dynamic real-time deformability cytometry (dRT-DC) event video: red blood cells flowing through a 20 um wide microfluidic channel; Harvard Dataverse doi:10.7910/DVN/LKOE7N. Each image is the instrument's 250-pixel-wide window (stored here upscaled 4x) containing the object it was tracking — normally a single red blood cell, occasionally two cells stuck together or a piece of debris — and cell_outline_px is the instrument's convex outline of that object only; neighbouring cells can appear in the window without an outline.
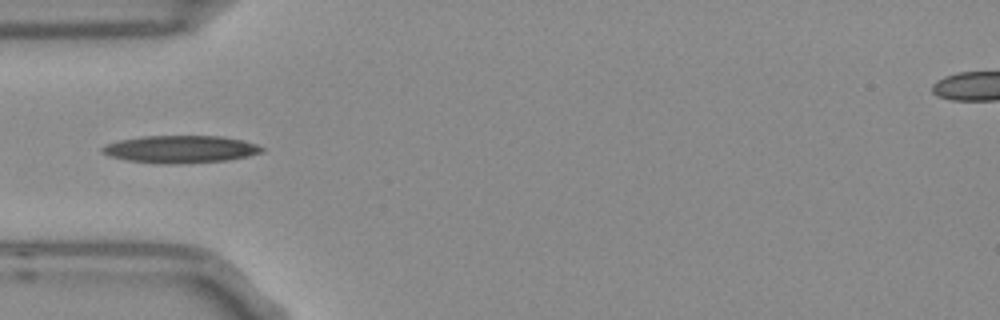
{"species": "Egyptian fruit bat (a non-hibernating species)", "species_latin": "Rousettus aegyptiacus", "temperature_condition": "room temperature", "stored_images_in_passage": 46, "camera_frame_rate_fps": 3000, "um_per_image_px": 0.085, "frame": {"image": 1, "passage_image": 9, "time_ms": 2.667, "image_size_px": [1000, 320], "cell_outline_px": [[264, 152], [248, 156], [228, 160], [176, 164], [160, 164], [124, 160], [108, 156], [100, 152], [100, 148], [104, 144], [120, 140], [144, 136], [220, 136], [244, 140], [256, 144], [264, 148]], "centroid_in_image_um": [15.3, 12.69], "position_along_channel_um": 69.7, "area_um2": 25.84}}
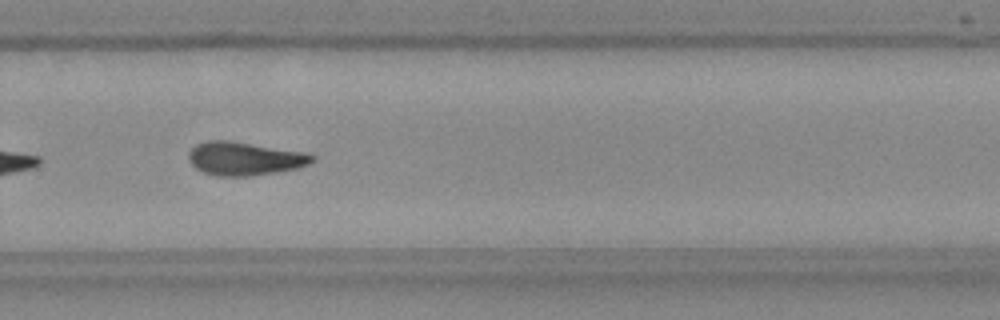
{"frame": {"image": 2, "passage_image": 28, "time_ms": 9.0, "image_size_px": [1000, 320], "cell_outline_px": [[316, 156], [308, 164], [296, 168], [276, 172], [248, 176], [220, 176], [204, 172], [196, 168], [192, 164], [188, 156], [188, 152], [196, 144], [208, 140], [228, 140], [308, 152]], "centroid_in_image_um": [20.8, 13.46], "position_along_channel_um": 309.0, "area_um2": 23.99}}
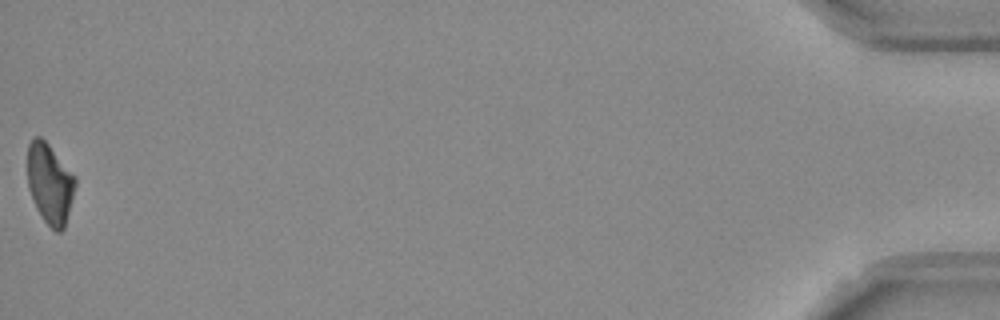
{"frame": {"image": 3, "passage_image": 46, "time_ms": 15.0, "image_size_px": [1000, 320], "cell_outline_px": [[76, 184], [64, 228], [60, 232], [56, 232], [44, 220], [36, 208], [28, 188], [28, 144], [32, 136], [40, 136], [48, 144], [76, 176]], "centroid_in_image_um": [4.23, 15.58], "position_along_channel_um": 431.0, "area_um2": 22.25}}